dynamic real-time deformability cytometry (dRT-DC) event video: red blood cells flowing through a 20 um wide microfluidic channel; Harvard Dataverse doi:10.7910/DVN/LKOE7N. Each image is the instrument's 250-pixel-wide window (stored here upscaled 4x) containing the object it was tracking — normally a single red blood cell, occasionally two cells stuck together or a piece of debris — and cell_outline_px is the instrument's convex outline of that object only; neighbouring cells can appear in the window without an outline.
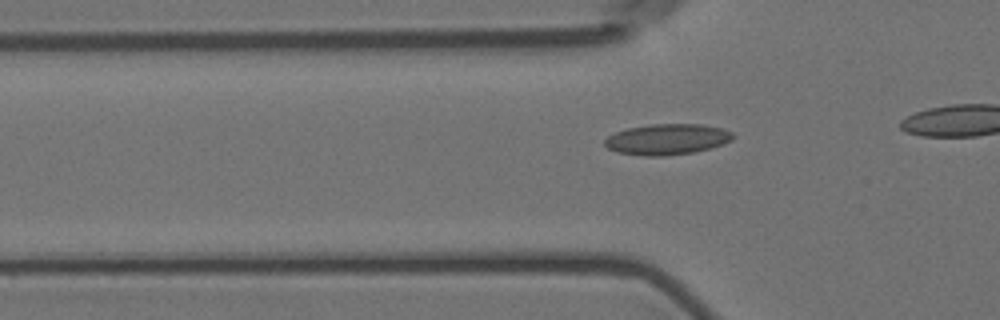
{"species": "Egyptian fruit bat (a non-hibernating species)", "species_latin": "Rousettus aegyptiacus", "temperature_condition": "room temperature", "stored_images_in_passage": 33, "camera_frame_rate_fps": 3000, "um_per_image_px": 0.085, "animal": {"sex": "female"}, "frame": {"image": 1, "passage_image": 7, "time_ms": 2.0, "image_size_px": [1000, 320], "cell_outline_px": [[736, 136], [732, 140], [708, 148], [692, 152], [664, 156], [644, 156], [620, 152], [608, 148], [604, 144], [604, 140], [608, 136], [616, 132], [628, 128], [652, 124], [700, 124], [720, 128], [732, 132]], "centroid_in_image_um": [56.7, 11.83], "position_along_channel_um": 69.1, "area_um2": 22.72}}
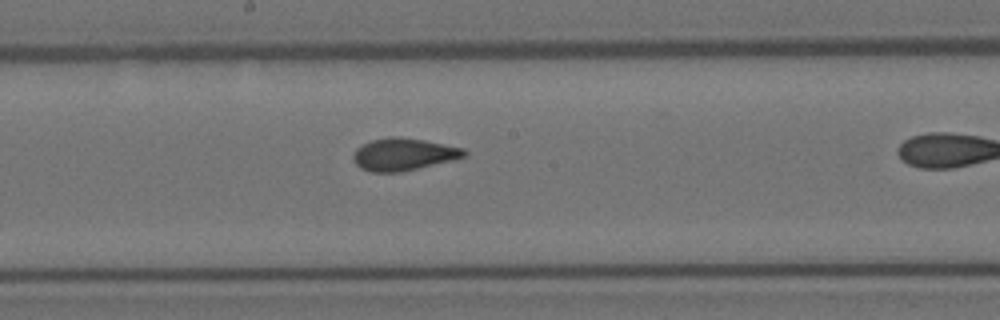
{"frame": {"image": 2, "passage_image": 19, "time_ms": 6.0, "image_size_px": [1000, 320], "cell_outline_px": [[468, 156], [452, 160], [400, 172], [372, 172], [360, 168], [356, 164], [352, 156], [356, 148], [372, 140], [388, 136], [392, 136], [424, 140], [464, 148], [468, 152]], "centroid_in_image_um": [34.3, 13.11], "position_along_channel_um": 213.9, "area_um2": 20.81}}
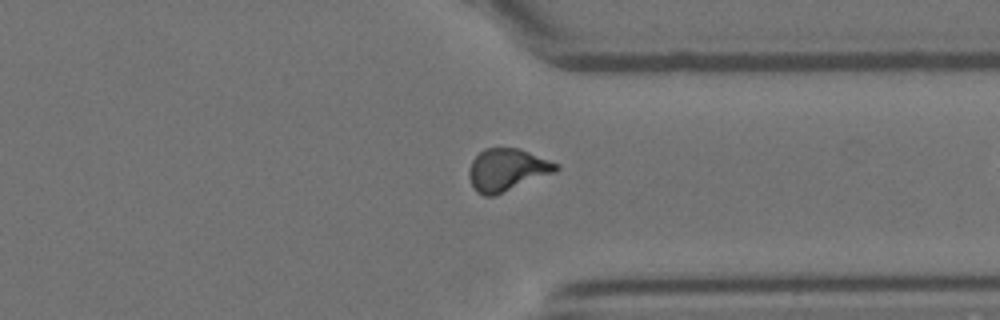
{"frame": {"image": 3, "passage_image": 32, "time_ms": 10.333, "image_size_px": [1000, 320], "cell_outline_px": [[560, 168], [556, 172], [492, 196], [484, 196], [476, 192], [468, 176], [468, 172], [472, 160], [484, 148], [520, 148], [560, 164]], "centroid_in_image_um": [43.11, 14.42], "position_along_channel_um": 368.3, "area_um2": 21.44}}